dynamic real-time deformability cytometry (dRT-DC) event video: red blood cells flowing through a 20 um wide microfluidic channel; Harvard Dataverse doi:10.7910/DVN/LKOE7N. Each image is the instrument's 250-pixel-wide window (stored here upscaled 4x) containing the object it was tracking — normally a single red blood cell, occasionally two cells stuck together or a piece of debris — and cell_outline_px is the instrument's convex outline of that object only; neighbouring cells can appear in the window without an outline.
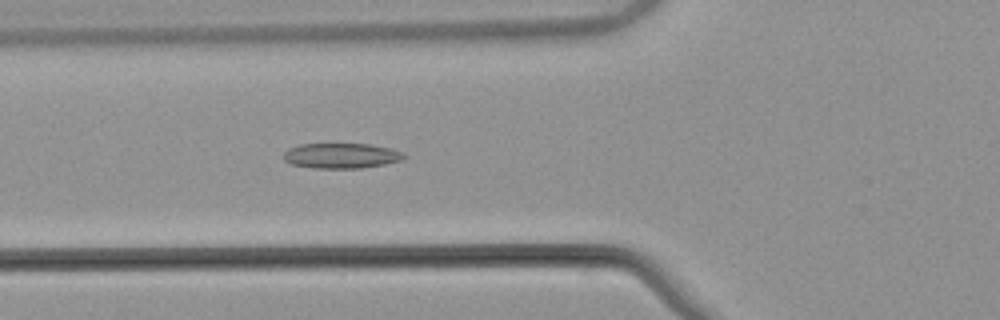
{"species": "common noctule bat (a hibernating species)", "species_latin": "Nyctalus noctula", "temperature_condition": "warm", "stored_images_in_passage": 54, "camera_frame_rate_fps": 3000, "um_per_image_px": 0.085, "animal": {"sex": "male", "body_mass_g": 21.5, "forearm_length_mm": 52.0}, "frame": {"image": 1, "passage_image": 21, "time_ms": 6.667, "image_size_px": [1000, 320], "cell_outline_px": [[408, 156], [404, 160], [384, 164], [360, 168], [312, 168], [292, 164], [284, 160], [284, 152], [288, 148], [300, 144], [372, 144], [392, 148], [404, 152]], "centroid_in_image_um": [29.06, 13.23], "position_along_channel_um": 96.7, "area_um2": 17.92}}
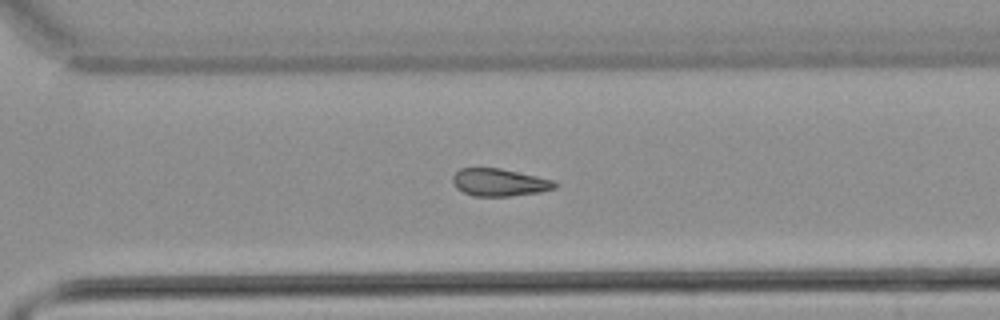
{"frame": {"image": 2, "passage_image": 39, "time_ms": 12.667, "image_size_px": [1000, 320], "cell_outline_px": [[556, 188], [540, 192], [508, 196], [472, 196], [456, 188], [452, 184], [452, 176], [460, 168], [500, 168], [556, 180]], "centroid_in_image_um": [42.44, 15.5], "position_along_channel_um": 328.2, "area_um2": 16.47}}
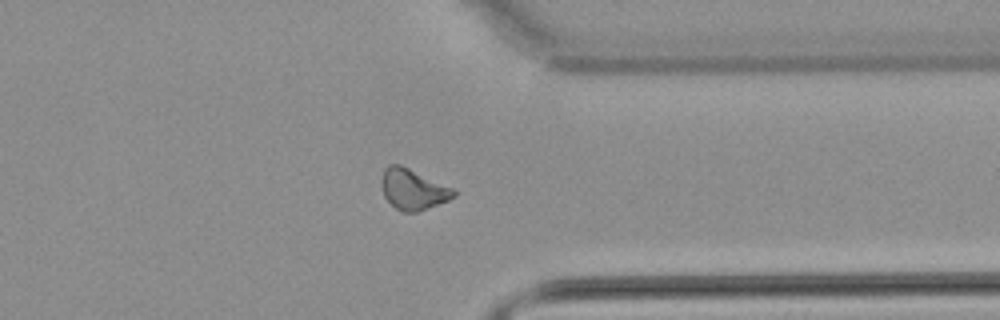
{"frame": {"image": 3, "passage_image": 43, "time_ms": 14.0, "image_size_px": [1000, 320], "cell_outline_px": [[456, 196], [448, 200], [416, 212], [404, 212], [396, 208], [384, 196], [380, 184], [384, 168], [388, 164], [400, 164], [452, 188], [456, 192]], "centroid_in_image_um": [35.07, 16.08], "position_along_channel_um": 376.3, "area_um2": 16.88}, "authors_computed_cell_mechanics": {"area_um2": 17.3111, "velocity_mm_per_s": 3.8557, "shape_relaxation_time_tau1_ms": null, "shape_relaxation_time_tau2_ms": 8.5768, "deformation_change_tau1": null, "deformation_change_tau2": 0.1438}}